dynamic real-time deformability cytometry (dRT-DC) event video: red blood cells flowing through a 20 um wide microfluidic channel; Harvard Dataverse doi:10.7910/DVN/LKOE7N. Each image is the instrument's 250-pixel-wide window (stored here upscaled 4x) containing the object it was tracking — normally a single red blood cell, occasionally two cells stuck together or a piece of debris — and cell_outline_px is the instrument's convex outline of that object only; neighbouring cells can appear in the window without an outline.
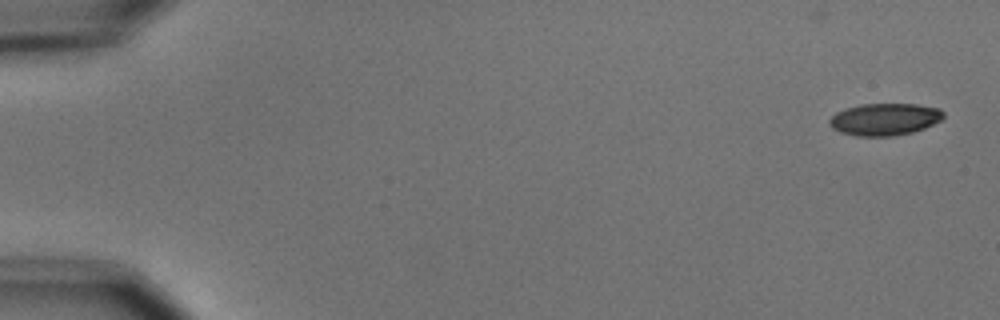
{"species": "common noctule bat (a hibernating species)", "species_latin": "Nyctalus noctula", "temperature_condition": "cold", "stored_images_in_passage": 6, "camera_frame_rate_fps": 3000, "um_per_image_px": 0.085, "animal": {"sex": "male", "body_mass_g": 15.6}, "frame": {"image": 1, "passage_image": 1, "time_ms": 0.0, "image_size_px": [1000, 320], "cell_outline_px": [[944, 116], [940, 120], [924, 128], [912, 132], [892, 136], [856, 136], [840, 132], [832, 128], [828, 124], [828, 120], [836, 112], [844, 108], [860, 104], [916, 104], [940, 108], [944, 112]], "centroid_in_image_um": [75.16, 10.13], "position_along_channel_um": 9.8, "area_um2": 21.44}}
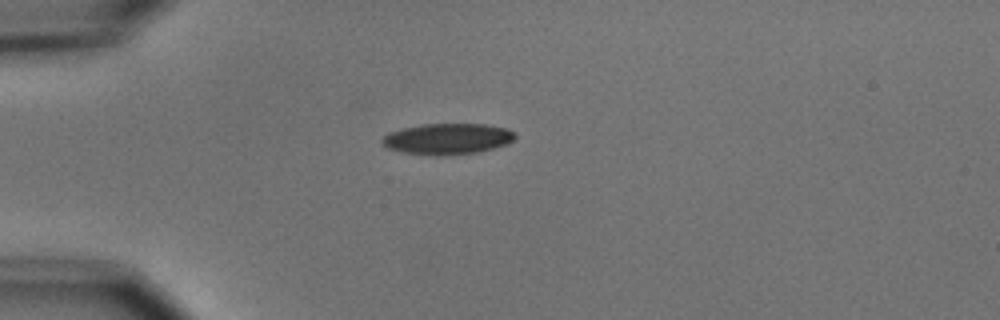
{"frame": {"image": 2, "passage_image": 4, "time_ms": 4.333, "image_size_px": [1000, 320], "cell_outline_px": [[516, 136], [508, 144], [476, 152], [440, 156], [436, 156], [400, 152], [388, 148], [380, 140], [388, 132], [420, 124], [484, 124], [508, 128], [516, 132]], "centroid_in_image_um": [38.04, 11.8], "position_along_channel_um": 47.0, "area_um2": 24.1}}
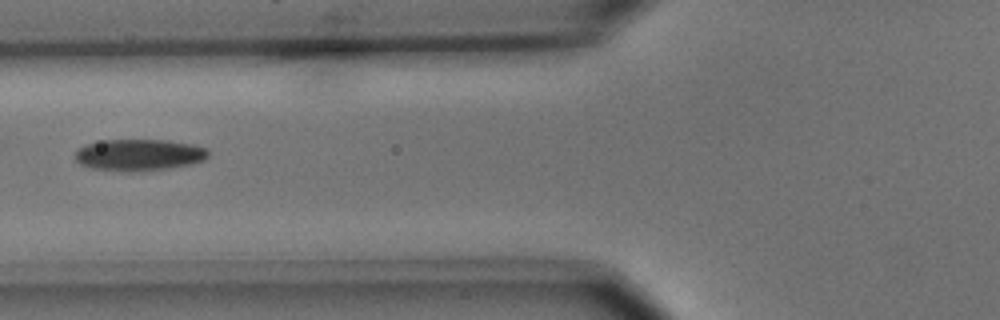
{"frame": {"image": 3, "passage_image": 6, "time_ms": 6.667, "image_size_px": [1000, 320], "cell_outline_px": [[208, 156], [204, 160], [192, 164], [172, 168], [132, 172], [128, 172], [92, 168], [80, 164], [76, 160], [76, 148], [84, 144], [104, 140], [168, 140], [192, 144], [208, 148]], "centroid_in_image_um": [11.83, 13.17], "position_along_channel_um": 114.0, "area_um2": 24.8}}